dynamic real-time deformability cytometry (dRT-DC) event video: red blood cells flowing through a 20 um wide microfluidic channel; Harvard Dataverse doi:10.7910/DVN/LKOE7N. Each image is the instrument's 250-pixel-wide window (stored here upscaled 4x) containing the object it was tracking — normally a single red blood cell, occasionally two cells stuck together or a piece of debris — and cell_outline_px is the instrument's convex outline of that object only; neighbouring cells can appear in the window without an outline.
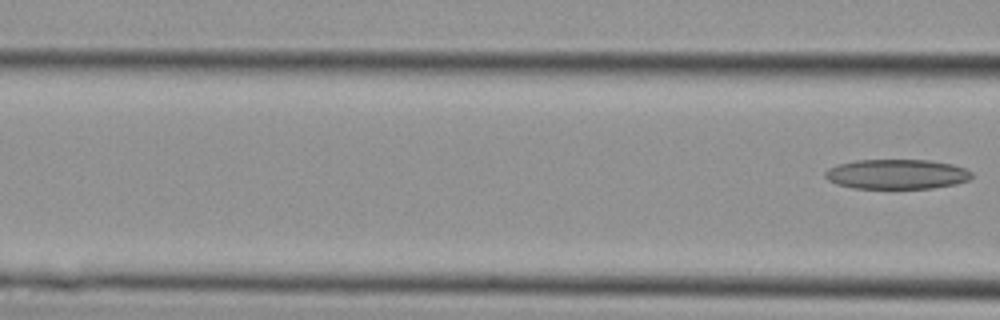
{"species": "Egyptian fruit bat (a non-hibernating species)", "species_latin": "Rousettus aegyptiacus", "temperature_condition": "cold", "stored_images_in_passage": 3, "camera_frame_rate_fps": 3000, "um_per_image_px": 0.085, "animal": {"sex": "female"}, "frame": {"image": 1, "passage_image": 3, "time_ms": 0.667, "image_size_px": [1000, 320], "cell_outline_px": [[972, 176], [968, 180], [956, 184], [932, 188], [852, 188], [836, 184], [828, 180], [824, 176], [824, 172], [828, 168], [840, 164], [856, 160], [928, 160], [952, 164], [964, 168], [972, 172]], "centroid_in_image_um": [76.21, 14.8], "position_along_channel_um": 90.4, "area_um2": 25.43}}